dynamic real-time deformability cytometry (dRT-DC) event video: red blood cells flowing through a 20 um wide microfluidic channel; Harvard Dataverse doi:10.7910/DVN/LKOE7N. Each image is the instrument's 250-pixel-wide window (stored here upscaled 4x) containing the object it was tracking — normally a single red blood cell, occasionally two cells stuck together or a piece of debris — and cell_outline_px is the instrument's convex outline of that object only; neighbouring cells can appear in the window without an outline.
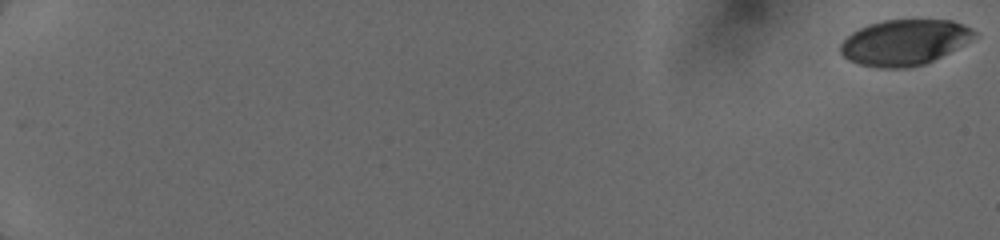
{"species": "human", "species_latin": "Homo sapiens", "temperature_condition": "cold", "stored_images_in_passage": 52, "camera_frame_rate_fps": 3000, "um_per_image_px": 0.085, "donor": {"sex": "female"}, "frame": {"image": 1, "passage_image": 1, "time_ms": 0.0, "image_size_px": [1000, 240], "cell_outline_px": [[980, 36], [924, 64], [904, 68], [880, 68], [860, 64], [848, 60], [840, 52], [840, 44], [852, 32], [868, 24], [884, 20], [952, 20], [964, 24], [972, 28]], "centroid_in_image_um": [76.89, 3.59], "position_along_channel_um": 8.1, "area_um2": 35.55}}
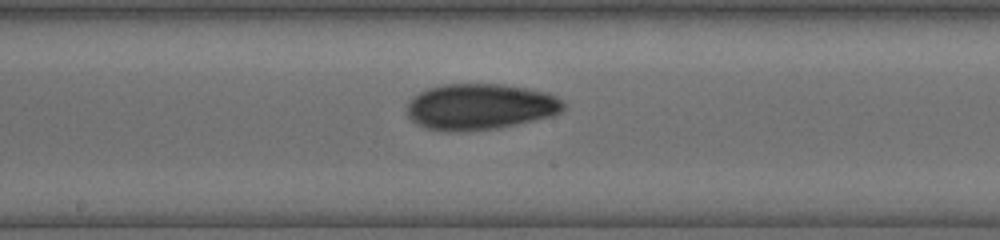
{"frame": {"image": 2, "passage_image": 32, "time_ms": 10.333, "image_size_px": [1000, 240], "cell_outline_px": [[564, 108], [560, 112], [552, 116], [516, 124], [496, 128], [448, 132], [428, 128], [412, 120], [408, 116], [408, 104], [420, 92], [428, 88], [444, 84], [504, 84], [528, 88], [548, 92], [564, 100]], "centroid_in_image_um": [40.87, 9.05], "position_along_channel_um": 207.3, "area_um2": 41.73}}
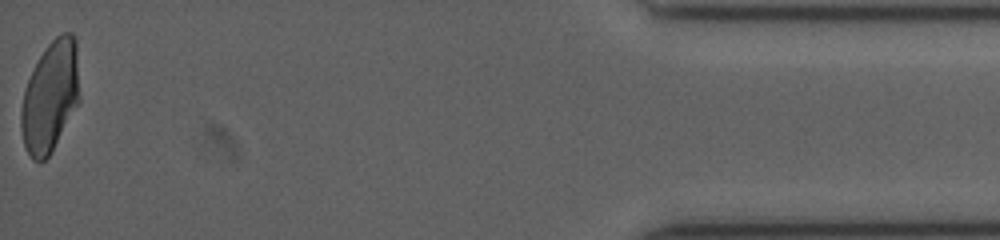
{"frame": {"image": 3, "passage_image": 52, "time_ms": 17.333, "image_size_px": [1000, 240], "cell_outline_px": [[80, 104], [52, 152], [44, 160], [32, 160], [24, 144], [20, 128], [20, 112], [24, 88], [40, 56], [48, 44], [56, 36], [64, 32], [72, 32], [76, 40], [80, 96]], "centroid_in_image_um": [4.3, 8.23], "position_along_channel_um": 430.9, "area_um2": 38.26}}